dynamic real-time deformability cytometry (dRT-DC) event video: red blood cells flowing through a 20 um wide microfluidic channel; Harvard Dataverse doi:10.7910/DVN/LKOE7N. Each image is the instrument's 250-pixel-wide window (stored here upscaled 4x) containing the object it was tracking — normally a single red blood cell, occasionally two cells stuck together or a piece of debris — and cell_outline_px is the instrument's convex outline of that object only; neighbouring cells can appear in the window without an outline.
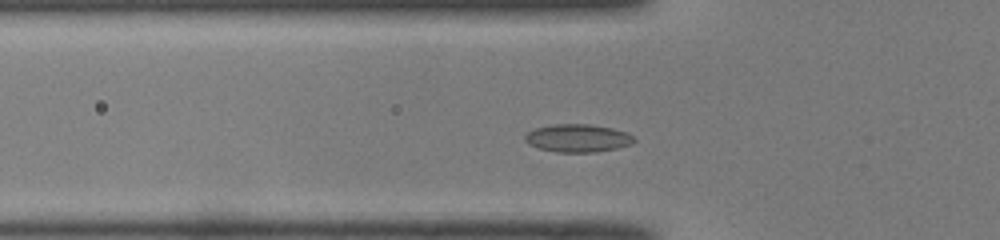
{"species": "common noctule bat (a hibernating species)", "species_latin": "Nyctalus noctula", "temperature_condition": "room temperature", "stored_images_in_passage": 43, "camera_frame_rate_fps": 3000, "um_per_image_px": 0.085, "animal": {"sex": "male", "body_mass_g": 19.0, "forearm_length_mm": 50.8}, "frame": {"image": 1, "passage_image": 9, "time_ms": 2.667, "image_size_px": [1000, 240], "cell_outline_px": [[636, 140], [632, 144], [616, 148], [596, 152], [556, 152], [540, 148], [528, 144], [524, 140], [524, 136], [528, 132], [536, 128], [552, 124], [588, 124], [612, 128], [628, 132]], "centroid_in_image_um": [49.11, 11.74], "position_along_channel_um": 76.7, "area_um2": 17.74}}
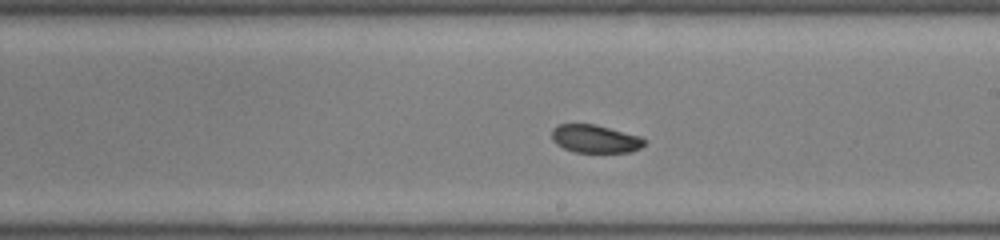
{"frame": {"image": 2, "passage_image": 21, "time_ms": 6.667, "image_size_px": [1000, 240], "cell_outline_px": [[644, 144], [640, 148], [632, 152], [576, 152], [564, 148], [556, 144], [552, 140], [552, 128], [556, 124], [596, 124], [640, 136], [644, 140]], "centroid_in_image_um": [50.56, 11.79], "position_along_channel_um": 238.4, "area_um2": 15.14}}
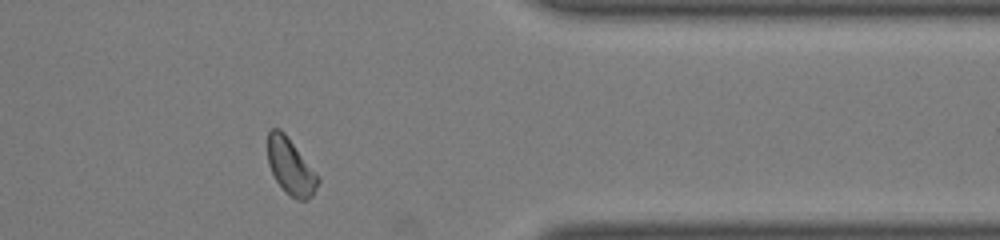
{"frame": {"image": 3, "passage_image": 33, "time_ms": 10.667, "image_size_px": [1000, 240], "cell_outline_px": [[320, 180], [312, 196], [308, 200], [296, 200], [284, 192], [276, 180], [268, 164], [268, 132], [272, 128], [280, 128], [284, 132]], "centroid_in_image_um": [24.67, 14.19], "position_along_channel_um": 386.7, "area_um2": 16.13}}